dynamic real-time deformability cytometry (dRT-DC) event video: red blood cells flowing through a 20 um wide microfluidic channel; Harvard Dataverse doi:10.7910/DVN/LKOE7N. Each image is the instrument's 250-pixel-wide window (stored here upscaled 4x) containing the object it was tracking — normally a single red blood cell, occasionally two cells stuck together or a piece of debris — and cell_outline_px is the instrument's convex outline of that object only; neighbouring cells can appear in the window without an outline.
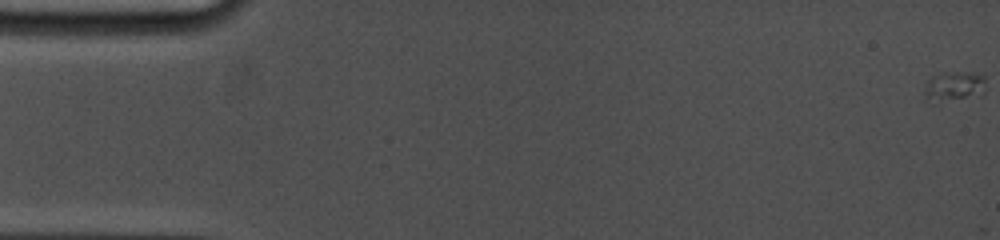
{"species": "common noctule bat (a hibernating species)", "species_latin": "Nyctalus noctula", "temperature_condition": "cold", "stored_images_in_passage": 7, "camera_frame_rate_fps": 5000, "um_per_image_px": 0.085, "animal": {"sex": "female", "body_mass_g": 19.0, "forearm_length_mm": 53.3}, "frame": {"image": 1, "passage_image": 1, "time_ms": 0.0, "image_size_px": [1000, 240], "cell_outline_px": [[984, 96], [936, 104], [924, 96], [924, 92], [928, 80], [932, 76], [956, 72], [972, 72], [984, 76]], "centroid_in_image_um": [81.13, 7.4], "position_along_channel_um": 3.9, "area_um2": 11.04}}